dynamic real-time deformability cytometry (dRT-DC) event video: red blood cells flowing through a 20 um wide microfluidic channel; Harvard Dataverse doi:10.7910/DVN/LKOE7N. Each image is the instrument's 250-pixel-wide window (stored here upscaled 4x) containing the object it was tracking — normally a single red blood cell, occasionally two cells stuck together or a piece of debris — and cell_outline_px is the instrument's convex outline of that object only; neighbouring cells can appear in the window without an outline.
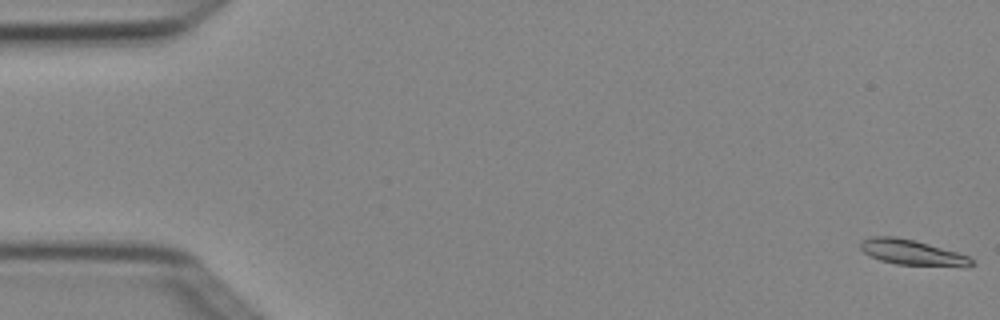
{"species": "Egyptian fruit bat (a non-hibernating species)", "species_latin": "Rousettus aegyptiacus", "temperature_condition": "cold", "stored_images_in_passage": 5, "camera_frame_rate_fps": 3000, "um_per_image_px": 0.085, "animal": {"sex": "female"}, "frame": {"image": 1, "passage_image": 1, "time_ms": 0.0, "image_size_px": [1000, 320], "cell_outline_px": [[972, 264], [968, 268], [896, 264], [880, 260], [864, 252], [860, 248], [860, 240], [872, 236], [896, 236], [928, 244], [956, 252], [968, 256], [972, 260]], "centroid_in_image_um": [77.54, 21.47], "position_along_channel_um": 7.5, "area_um2": 16.47}}
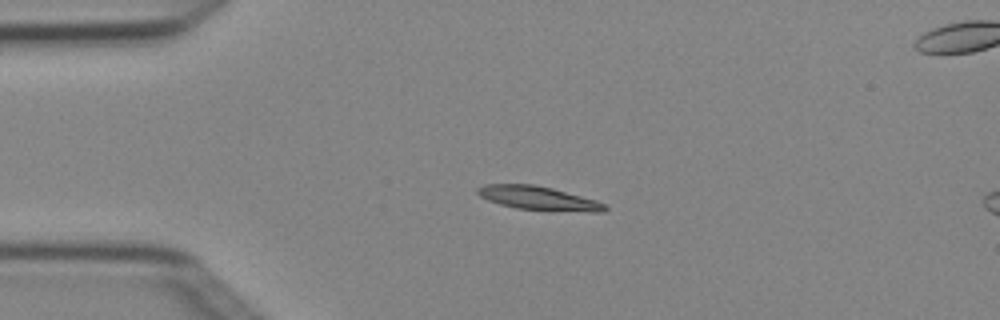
{"frame": {"image": 2, "passage_image": 3, "time_ms": 0.667, "image_size_px": [1000, 320], "cell_outline_px": [[608, 208], [604, 212], [588, 212], [516, 208], [500, 204], [488, 200], [480, 196], [476, 192], [476, 188], [484, 184], [532, 184], [552, 188], [596, 200], [604, 204]], "centroid_in_image_um": [45.75, 16.84], "position_along_channel_um": 39.2, "area_um2": 17.46}}